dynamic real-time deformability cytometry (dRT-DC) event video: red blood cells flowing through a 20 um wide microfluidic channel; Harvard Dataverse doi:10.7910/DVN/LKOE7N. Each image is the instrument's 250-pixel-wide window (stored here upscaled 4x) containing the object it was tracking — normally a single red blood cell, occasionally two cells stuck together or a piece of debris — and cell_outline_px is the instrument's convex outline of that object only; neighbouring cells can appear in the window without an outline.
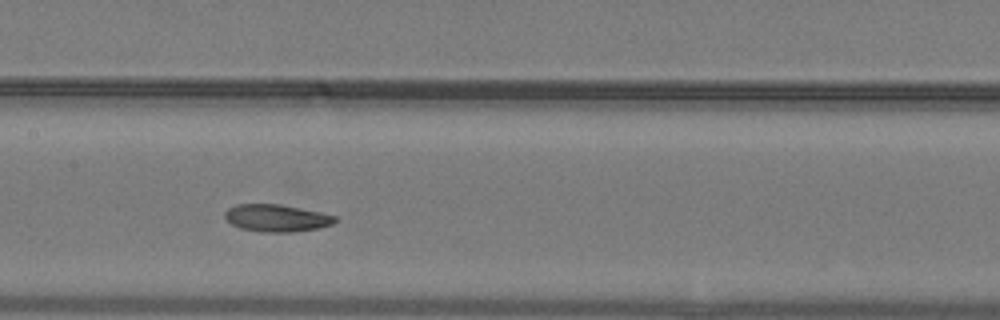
{"species": "common noctule bat (a hibernating species)", "species_latin": "Nyctalus noctula", "temperature_condition": "warm", "stored_images_in_passage": 35, "camera_frame_rate_fps": 3000, "um_per_image_px": 0.085, "animal": {"sex": "male", "body_mass_g": 19.2, "forearm_length_mm": 51.8}, "frame": {"image": 1, "passage_image": 11, "time_ms": 3.333, "image_size_px": [1000, 320], "cell_outline_px": [[336, 220], [332, 224], [320, 228], [292, 232], [260, 232], [240, 228], [232, 224], [224, 216], [224, 212], [228, 208], [236, 204], [280, 204], [320, 212], [336, 216]], "centroid_in_image_um": [23.5, 18.53], "position_along_channel_um": 183.9, "area_um2": 17.51}}
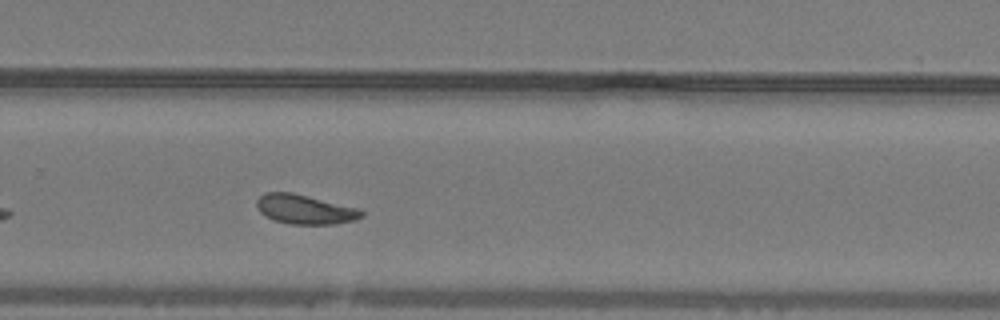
{"frame": {"image": 2, "passage_image": 20, "time_ms": 6.333, "image_size_px": [1000, 320], "cell_outline_px": [[364, 216], [356, 220], [332, 224], [288, 224], [272, 220], [264, 216], [260, 212], [256, 204], [256, 200], [264, 192], [292, 192], [360, 208], [364, 212]], "centroid_in_image_um": [25.92, 17.79], "position_along_channel_um": 303.9, "area_um2": 18.26}, "authors_computed_cell_mechanics": {"area_um2": 17.9758, "velocity_mm_per_s": 4.0369, "shape_relaxation_time_tau1_ms": 10.837, "shape_relaxation_time_tau2_ms": 2.7228, "deformation_change_tau1": 0.1964, "deformation_change_tau2": 0.0883}}